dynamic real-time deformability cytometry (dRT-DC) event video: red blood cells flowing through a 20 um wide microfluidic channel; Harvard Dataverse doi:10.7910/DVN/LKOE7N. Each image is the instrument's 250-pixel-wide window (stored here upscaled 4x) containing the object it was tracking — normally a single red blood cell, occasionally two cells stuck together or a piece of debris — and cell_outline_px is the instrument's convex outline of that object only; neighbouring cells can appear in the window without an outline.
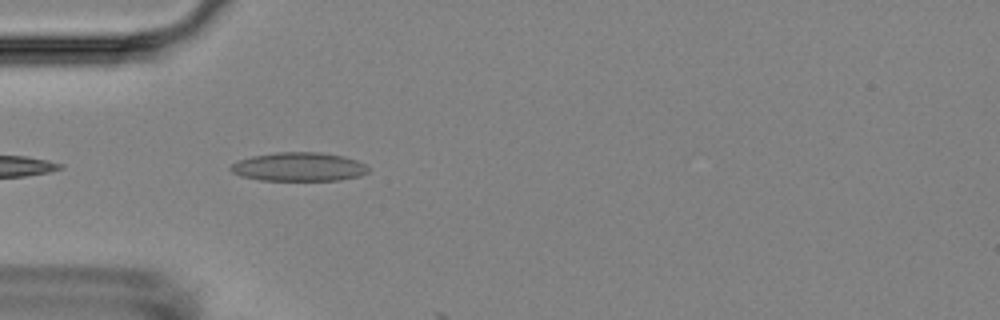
{"species": "Egyptian fruit bat (a non-hibernating species)", "species_latin": "Rousettus aegyptiacus", "temperature_condition": "room temperature", "stored_images_in_passage": 7, "camera_frame_rate_fps": 3000, "um_per_image_px": 0.085, "animal": {"sex": "female"}, "frame": {"image": 1, "passage_image": 4, "time_ms": 3.333, "image_size_px": [1000, 320], "cell_outline_px": [[368, 172], [360, 176], [340, 180], [260, 180], [240, 176], [232, 172], [228, 168], [232, 164], [240, 160], [252, 156], [276, 152], [320, 152], [344, 156], [356, 160], [364, 164], [368, 168]], "centroid_in_image_um": [25.39, 14.18], "position_along_channel_um": 59.6, "area_um2": 23.06}}
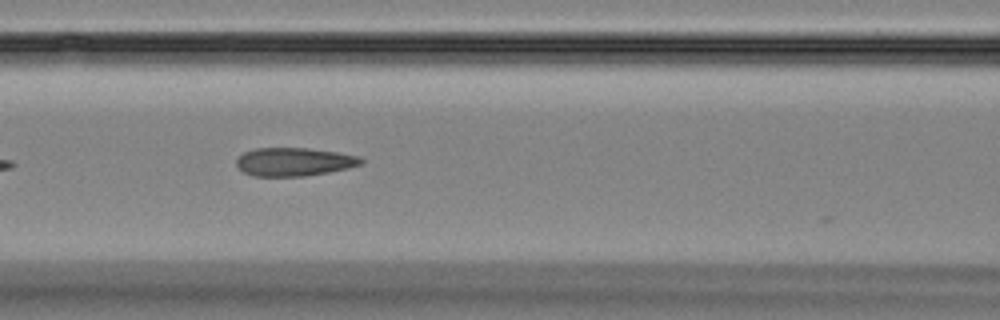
{"frame": {"image": 2, "passage_image": 6, "time_ms": 5.667, "image_size_px": [1000, 320], "cell_outline_px": [[364, 164], [348, 168], [328, 172], [304, 176], [256, 176], [244, 172], [236, 164], [236, 160], [244, 152], [256, 148], [308, 148], [336, 152], [360, 156], [364, 160]], "centroid_in_image_um": [25.04, 13.75], "position_along_channel_um": 141.6, "area_um2": 20.52}}
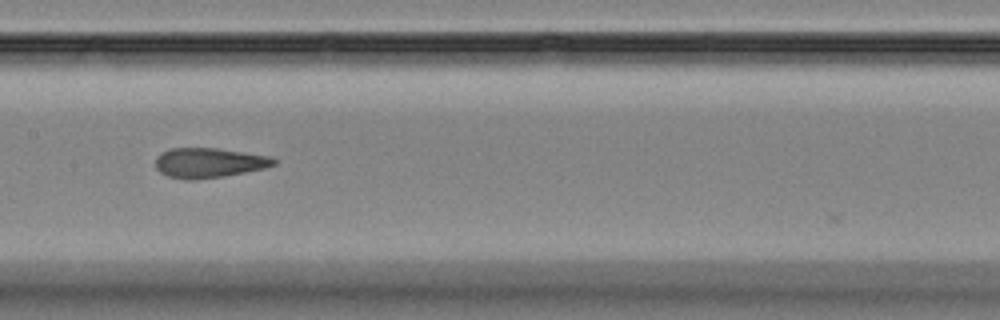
{"frame": {"image": 3, "passage_image": 7, "time_ms": 7.0, "image_size_px": [1000, 320], "cell_outline_px": [[276, 164], [264, 168], [224, 176], [192, 180], [188, 180], [168, 176], [160, 172], [156, 168], [156, 156], [160, 152], [168, 148], [216, 148], [272, 156], [276, 160]], "centroid_in_image_um": [17.74, 13.83], "position_along_channel_um": 189.7, "area_um2": 20.63}}